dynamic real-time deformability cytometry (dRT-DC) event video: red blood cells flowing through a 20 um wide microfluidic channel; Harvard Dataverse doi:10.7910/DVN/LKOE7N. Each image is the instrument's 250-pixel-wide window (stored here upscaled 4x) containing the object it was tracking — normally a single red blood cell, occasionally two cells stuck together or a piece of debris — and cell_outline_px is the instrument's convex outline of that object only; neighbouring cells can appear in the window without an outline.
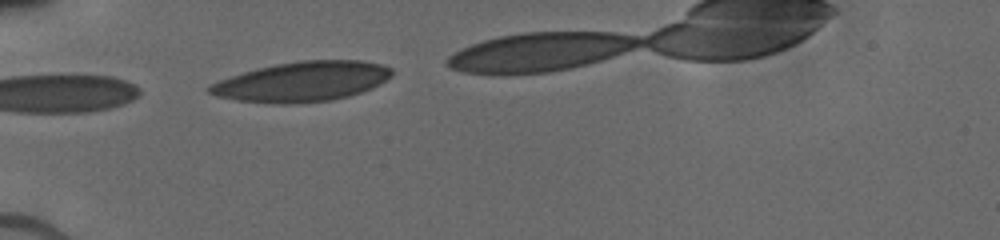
{"species": "human", "species_latin": "Homo sapiens", "temperature_condition": "cold", "stored_images_in_passage": 3, "camera_frame_rate_fps": 3000, "um_per_image_px": 0.085, "donor": {"sex": "male"}, "frame": {"image": 1, "passage_image": 1, "time_ms": 0.0, "image_size_px": [1000, 240], "cell_outline_px": [[392, 76], [380, 84], [372, 88], [348, 96], [332, 100], [300, 104], [272, 104], [236, 100], [216, 96], [208, 92], [204, 88], [208, 84], [256, 68], [276, 64], [300, 60], [360, 60], [380, 64], [392, 68]], "centroid_in_image_um": [25.65, 6.95], "position_along_channel_um": 59.3, "area_um2": 42.71}}